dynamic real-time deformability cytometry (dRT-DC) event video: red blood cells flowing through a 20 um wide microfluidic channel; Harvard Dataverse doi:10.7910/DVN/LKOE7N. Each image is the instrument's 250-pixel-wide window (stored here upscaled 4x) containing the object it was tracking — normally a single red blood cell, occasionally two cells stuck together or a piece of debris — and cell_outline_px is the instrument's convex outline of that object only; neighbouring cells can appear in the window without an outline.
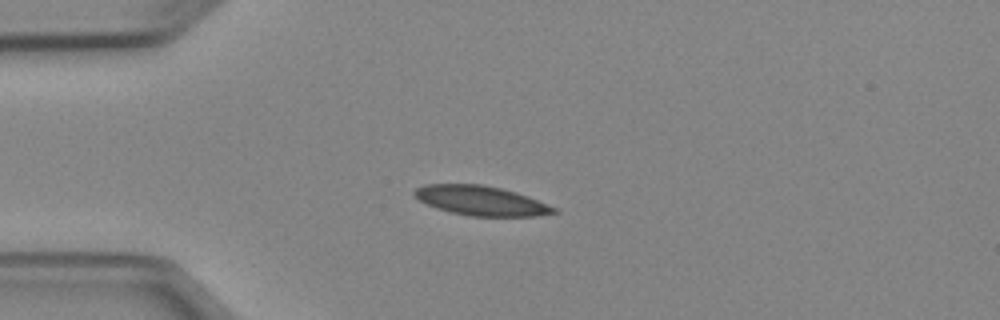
{"species": "Egyptian fruit bat (a non-hibernating species)", "species_latin": "Rousettus aegyptiacus", "temperature_condition": "cold", "stored_images_in_passage": 39, "camera_frame_rate_fps": 3000, "um_per_image_px": 0.085, "animal": {"sex": "female"}, "frame": {"image": 1, "passage_image": 1, "time_ms": 0.0, "image_size_px": [1000, 320], "cell_outline_px": [[560, 212], [536, 216], [472, 216], [452, 212], [436, 208], [420, 200], [412, 192], [416, 188], [424, 184], [480, 184], [500, 188], [516, 192], [528, 196], [560, 208]], "centroid_in_image_um": [40.96, 17.06], "position_along_channel_um": 44.0, "area_um2": 24.04}}
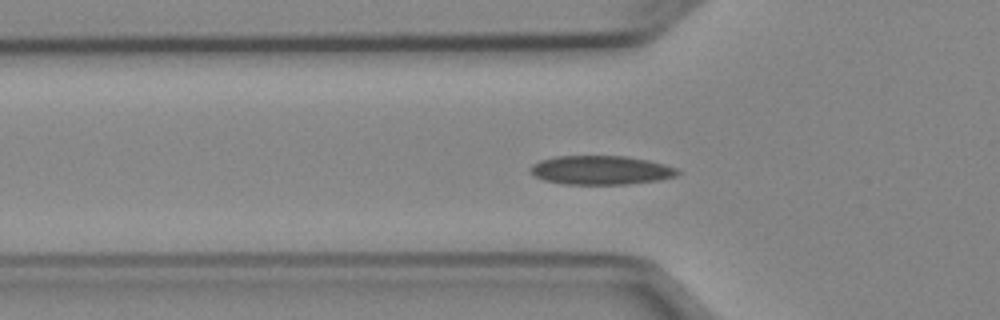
{"frame": {"image": 2, "passage_image": 5, "time_ms": 1.333, "image_size_px": [1000, 320], "cell_outline_px": [[680, 172], [676, 176], [660, 180], [628, 184], [564, 184], [544, 180], [528, 172], [528, 168], [532, 164], [540, 160], [556, 156], [624, 156], [648, 160], [664, 164], [676, 168]], "centroid_in_image_um": [51.05, 14.46], "position_along_channel_um": 74.8, "area_um2": 24.91}}
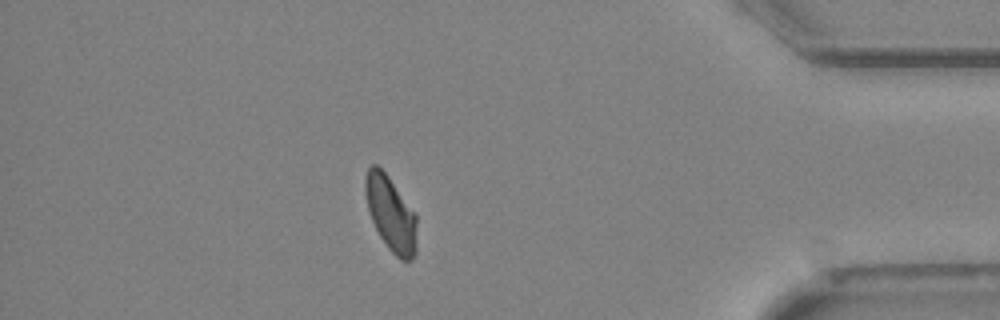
{"frame": {"image": 3, "passage_image": 33, "time_ms": 10.667, "image_size_px": [1000, 320], "cell_outline_px": [[416, 252], [412, 260], [400, 260], [388, 248], [380, 236], [372, 220], [368, 208], [364, 192], [364, 176], [368, 168], [372, 164], [376, 164], [388, 176], [416, 212]], "centroid_in_image_um": [33.22, 18.15], "position_along_channel_um": 402.0, "area_um2": 22.6}, "authors_computed_cell_mechanics": {"area_um2": 23.409, "velocity_mm_per_s": 3.9234, "shape_relaxation_time_tau1_ms": 9.2061, "shape_relaxation_time_tau2_ms": 7.7008, "deformation_change_tau1": 0.177, "deformation_change_tau2": 0.1382}}